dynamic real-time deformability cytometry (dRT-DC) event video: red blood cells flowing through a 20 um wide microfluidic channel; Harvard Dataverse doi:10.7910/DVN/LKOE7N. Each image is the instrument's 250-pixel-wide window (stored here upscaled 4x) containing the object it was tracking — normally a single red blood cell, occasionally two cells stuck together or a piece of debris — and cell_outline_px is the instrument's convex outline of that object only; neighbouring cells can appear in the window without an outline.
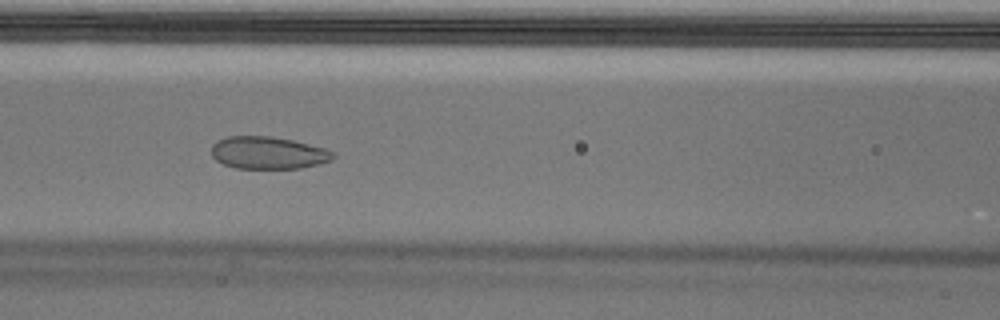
{"species": "Egyptian fruit bat (a non-hibernating species)", "species_latin": "Rousettus aegyptiacus", "temperature_condition": "cold", "stored_images_in_passage": 53, "camera_frame_rate_fps": 3000, "um_per_image_px": 0.085, "animal": {"sex": "male"}, "frame": {"image": 1, "passage_image": 22, "time_ms": 7.0, "image_size_px": [1000, 320], "cell_outline_px": [[336, 156], [332, 160], [300, 168], [236, 168], [224, 164], [216, 160], [212, 156], [212, 144], [216, 140], [228, 136], [272, 136], [292, 140], [324, 148], [332, 152]], "centroid_in_image_um": [22.76, 12.98], "position_along_channel_um": 143.8, "area_um2": 22.83}}
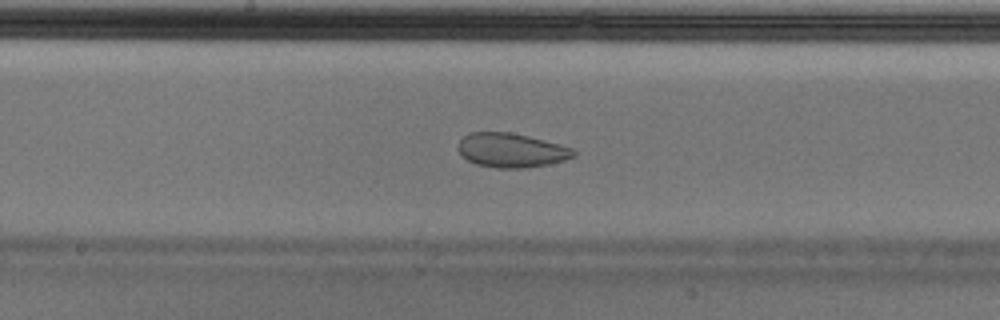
{"frame": {"image": 2, "passage_image": 27, "time_ms": 8.667, "image_size_px": [1000, 320], "cell_outline_px": [[576, 156], [564, 160], [548, 164], [524, 168], [496, 168], [476, 164], [460, 156], [456, 148], [456, 144], [468, 132], [508, 132], [528, 136], [572, 148], [576, 152]], "centroid_in_image_um": [43.4, 12.78], "position_along_channel_um": 204.8, "area_um2": 23.12}}
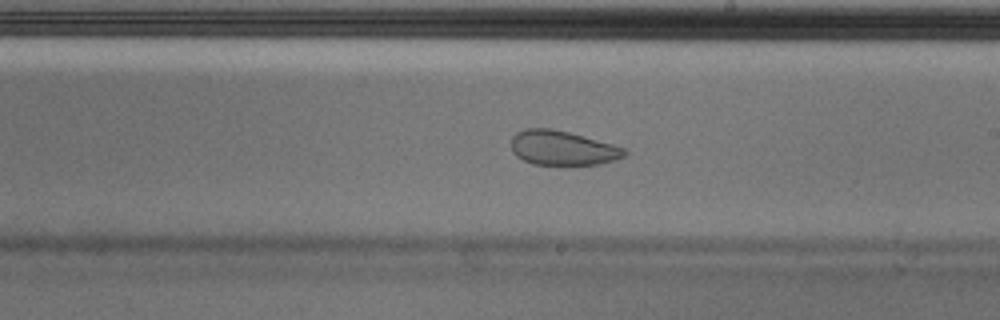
{"frame": {"image": 3, "passage_image": 30, "time_ms": 9.667, "image_size_px": [1000, 320], "cell_outline_px": [[628, 152], [624, 156], [600, 164], [532, 164], [516, 156], [512, 152], [512, 136], [516, 132], [524, 128], [552, 128], [568, 132], [612, 144], [624, 148]], "centroid_in_image_um": [47.77, 12.56], "position_along_channel_um": 241.2, "area_um2": 22.54}}